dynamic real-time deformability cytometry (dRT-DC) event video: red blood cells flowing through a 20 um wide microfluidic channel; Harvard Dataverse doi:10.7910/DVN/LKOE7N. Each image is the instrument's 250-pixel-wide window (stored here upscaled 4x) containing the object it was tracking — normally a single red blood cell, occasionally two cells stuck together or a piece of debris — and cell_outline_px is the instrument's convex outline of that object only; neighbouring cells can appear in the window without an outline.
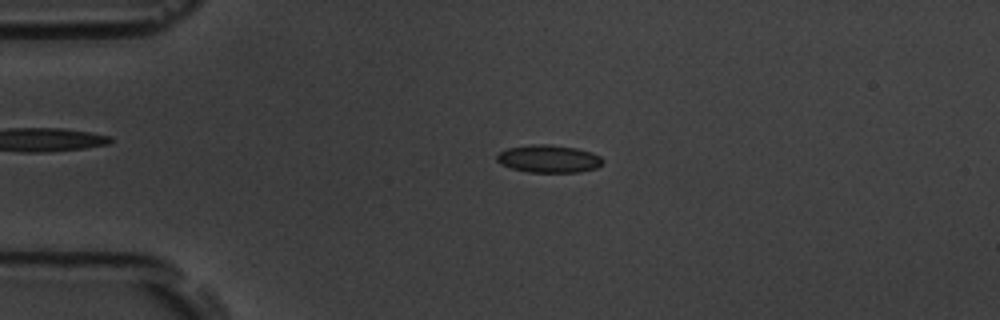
{"species": "common noctule bat (a hibernating species)", "species_latin": "Nyctalus noctula", "temperature_condition": "room temperature", "stored_images_in_passage": 54, "camera_frame_rate_fps": 3000, "um_per_image_px": 0.085, "animal": {"sex": "male", "body_mass_g": 19.5, "forearm_length_mm": 54.6}, "frame": {"image": 1, "passage_image": 12, "time_ms": 3.667, "image_size_px": [1000, 320], "cell_outline_px": [[604, 164], [596, 168], [580, 172], [528, 172], [512, 168], [500, 164], [496, 160], [496, 156], [500, 152], [508, 148], [532, 144], [548, 144], [576, 148], [592, 152], [600, 156], [604, 160]], "centroid_in_image_um": [46.67, 13.5], "position_along_channel_um": 38.3, "area_um2": 17.17}}
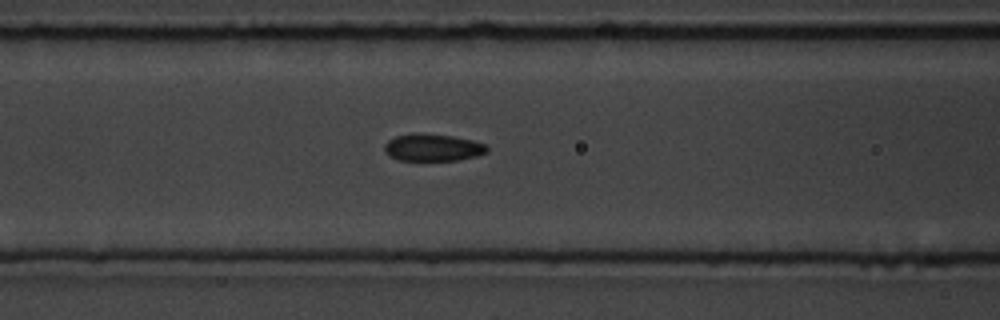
{"frame": {"image": 2, "passage_image": 22, "time_ms": 7.0, "image_size_px": [1000, 320], "cell_outline_px": [[488, 152], [476, 156], [460, 160], [400, 160], [388, 156], [384, 148], [384, 144], [388, 140], [396, 136], [412, 132], [452, 136], [472, 140], [484, 144], [488, 148]], "centroid_in_image_um": [36.76, 12.53], "position_along_channel_um": 129.8, "area_um2": 16.3}}
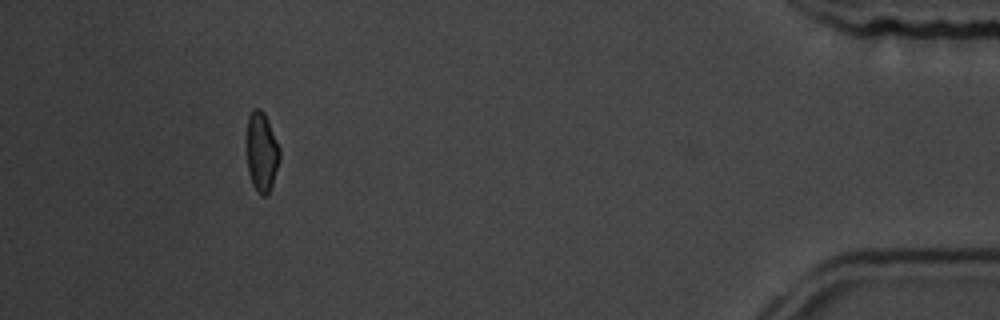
{"frame": {"image": 3, "passage_image": 50, "time_ms": 16.333, "image_size_px": [1000, 320], "cell_outline_px": [[280, 160], [272, 184], [268, 192], [264, 196], [260, 196], [256, 192], [252, 184], [248, 172], [248, 116], [252, 108], [260, 108], [264, 112], [268, 120], [280, 148]], "centroid_in_image_um": [22.26, 12.92], "position_along_channel_um": 412.9, "area_um2": 15.2}, "authors_computed_cell_mechanics": {"area_um2": 16.184, "velocity_mm_per_s": 3.7166, "shape_relaxation_time_tau1_ms": 3.1061, "shape_relaxation_time_tau2_ms": 4.0396, "deformation_change_tau1": 0.1028, "deformation_change_tau2": 0.0687}}